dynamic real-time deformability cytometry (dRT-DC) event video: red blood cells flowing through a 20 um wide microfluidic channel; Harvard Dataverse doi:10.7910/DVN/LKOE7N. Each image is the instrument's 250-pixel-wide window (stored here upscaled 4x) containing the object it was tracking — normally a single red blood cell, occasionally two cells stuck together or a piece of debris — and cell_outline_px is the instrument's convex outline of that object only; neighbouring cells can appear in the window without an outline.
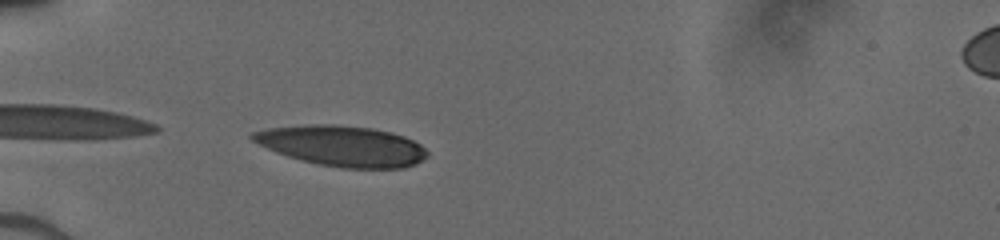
{"species": "human", "species_latin": "Homo sapiens", "temperature_condition": "cold", "stored_images_in_passage": 36, "camera_frame_rate_fps": 3000, "um_per_image_px": 0.085, "donor": {"sex": "male"}, "frame": {"image": 1, "passage_image": 2, "time_ms": 0.333, "image_size_px": [1000, 240], "cell_outline_px": [[428, 156], [416, 164], [404, 168], [340, 168], [320, 164], [288, 156], [276, 152], [252, 140], [248, 136], [252, 132], [268, 128], [316, 124], [332, 124], [372, 128], [392, 132], [404, 136], [420, 144], [428, 152]], "centroid_in_image_um": [29.12, 12.4], "position_along_channel_um": 55.9, "area_um2": 41.1}}
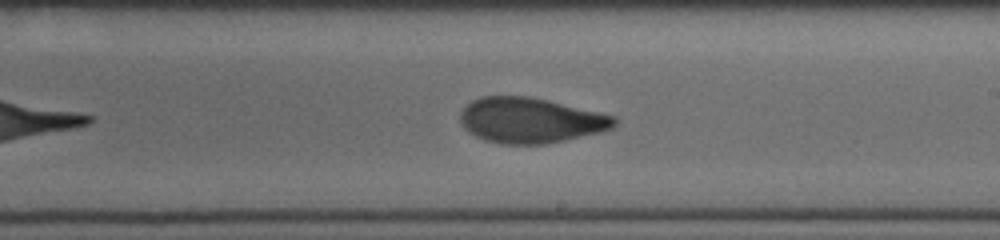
{"frame": {"image": 2, "passage_image": 17, "time_ms": 5.333, "image_size_px": [1000, 240], "cell_outline_px": [[616, 124], [612, 128], [600, 132], [564, 140], [544, 144], [500, 144], [484, 140], [468, 132], [464, 128], [460, 120], [460, 112], [472, 100], [480, 96], [528, 96], [548, 100], [616, 116]], "centroid_in_image_um": [45.07, 10.22], "position_along_channel_um": 243.9, "area_um2": 40.69}}
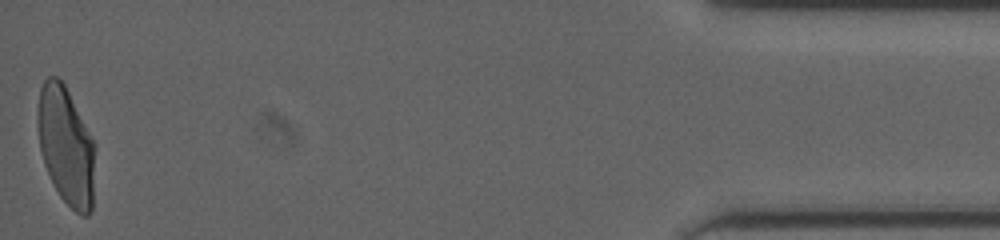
{"frame": {"image": 3, "passage_image": 36, "time_ms": 11.667, "image_size_px": [1000, 240], "cell_outline_px": [[96, 148], [92, 212], [88, 216], [80, 216], [60, 196], [44, 164], [40, 148], [36, 120], [36, 112], [40, 88], [44, 80], [48, 76], [56, 76], [64, 84], [96, 144]], "centroid_in_image_um": [5.62, 12.4], "position_along_channel_um": 429.6, "area_um2": 39.88}}